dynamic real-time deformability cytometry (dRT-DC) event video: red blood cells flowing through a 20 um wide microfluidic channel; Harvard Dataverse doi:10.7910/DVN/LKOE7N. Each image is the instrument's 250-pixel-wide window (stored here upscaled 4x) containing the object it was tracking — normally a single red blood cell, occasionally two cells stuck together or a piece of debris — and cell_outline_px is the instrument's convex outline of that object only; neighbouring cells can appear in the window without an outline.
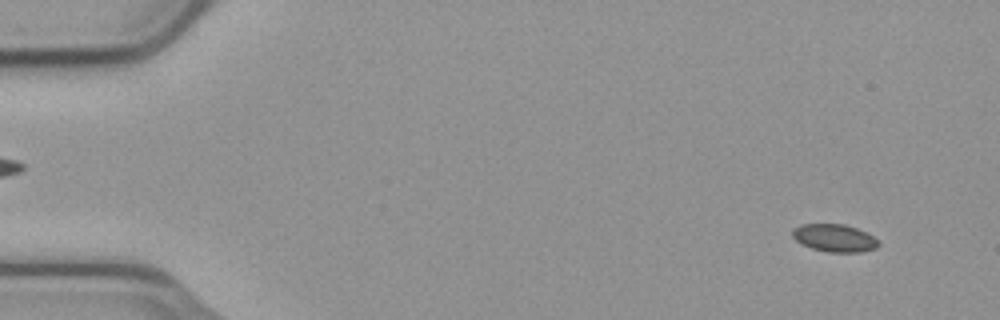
{"species": "common noctule bat (a hibernating species)", "species_latin": "Nyctalus noctula", "temperature_condition": "cold", "stored_images_in_passage": 55, "camera_frame_rate_fps": 3000, "um_per_image_px": 0.085, "animal": {"sex": "male", "body_mass_g": 23.1, "forearm_length_mm": 52.7}, "frame": {"image": 1, "passage_image": 4, "time_ms": 1.0, "image_size_px": [1000, 320], "cell_outline_px": [[880, 244], [876, 248], [860, 252], [828, 252], [812, 248], [800, 244], [792, 236], [792, 228], [800, 224], [844, 224], [868, 232], [880, 240]], "centroid_in_image_um": [70.94, 20.22], "position_along_channel_um": 14.1, "area_um2": 14.1}}
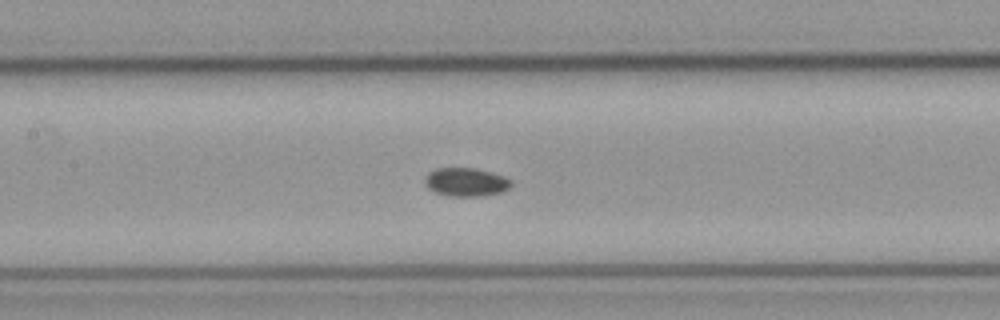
{"frame": {"image": 2, "passage_image": 26, "time_ms": 8.333, "image_size_px": [1000, 320], "cell_outline_px": [[512, 184], [508, 188], [500, 192], [480, 196], [448, 196], [436, 192], [428, 188], [424, 184], [424, 180], [428, 172], [436, 168], [476, 168], [492, 172], [504, 176], [512, 180]], "centroid_in_image_um": [39.59, 15.46], "position_along_channel_um": 167.8, "area_um2": 14.39}}
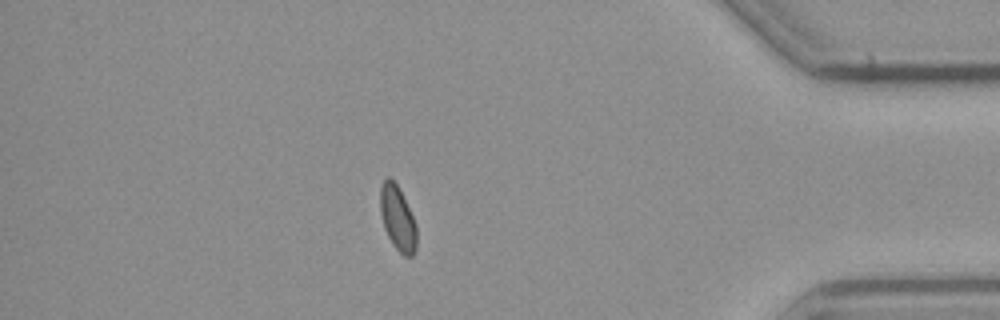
{"frame": {"image": 3, "passage_image": 48, "time_ms": 15.667, "image_size_px": [1000, 320], "cell_outline_px": [[416, 248], [412, 256], [404, 256], [392, 244], [384, 228], [380, 212], [380, 184], [388, 176], [400, 188], [416, 224]], "centroid_in_image_um": [33.78, 18.53], "position_along_channel_um": 401.4, "area_um2": 13.76}, "authors_computed_cell_mechanics": {"area_um2": 14.1032, "velocity_mm_per_s": 3.7363, "shape_relaxation_time_tau1_ms": null, "shape_relaxation_time_tau2_ms": 11.0787, "deformation_change_tau1": null, "deformation_change_tau2": 0.1134}}